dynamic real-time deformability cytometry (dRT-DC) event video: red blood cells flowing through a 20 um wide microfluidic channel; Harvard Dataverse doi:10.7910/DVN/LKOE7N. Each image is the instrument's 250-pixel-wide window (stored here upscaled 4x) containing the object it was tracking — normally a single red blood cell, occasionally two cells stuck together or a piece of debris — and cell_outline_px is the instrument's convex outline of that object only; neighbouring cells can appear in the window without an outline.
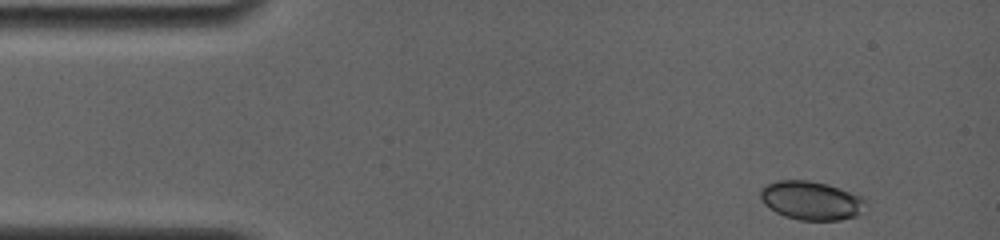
{"species": "common noctule bat (a hibernating species)", "species_latin": "Nyctalus noctula", "temperature_condition": "room temperature", "stored_images_in_passage": 5, "camera_frame_rate_fps": 4000, "um_per_image_px": 0.085, "animal": {"sex": "female", "body_mass_g": 19.0, "forearm_length_mm": 56.7}, "frame": {"image": 1, "passage_image": 1, "time_ms": 0.0, "image_size_px": [1000, 240], "cell_outline_px": [[868, 212], [856, 216], [840, 220], [800, 220], [784, 216], [768, 208], [764, 204], [760, 196], [760, 192], [768, 184], [776, 180], [808, 180], [828, 184], [840, 188], [860, 196], [868, 204]], "centroid_in_image_um": [69.02, 17.06], "position_along_channel_um": 16.0, "area_um2": 24.04}}
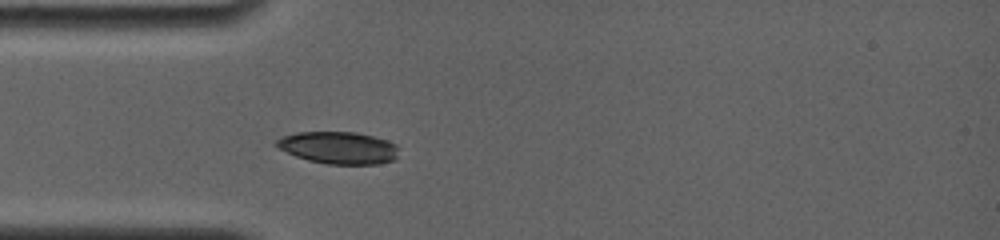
{"frame": {"image": 2, "passage_image": 5, "time_ms": 3.25, "image_size_px": [1000, 240], "cell_outline_px": [[396, 160], [376, 164], [328, 164], [308, 160], [296, 156], [272, 144], [280, 136], [296, 132], [356, 132], [388, 140], [396, 144]], "centroid_in_image_um": [28.75, 12.55], "position_along_channel_um": 56.3, "area_um2": 22.95}}